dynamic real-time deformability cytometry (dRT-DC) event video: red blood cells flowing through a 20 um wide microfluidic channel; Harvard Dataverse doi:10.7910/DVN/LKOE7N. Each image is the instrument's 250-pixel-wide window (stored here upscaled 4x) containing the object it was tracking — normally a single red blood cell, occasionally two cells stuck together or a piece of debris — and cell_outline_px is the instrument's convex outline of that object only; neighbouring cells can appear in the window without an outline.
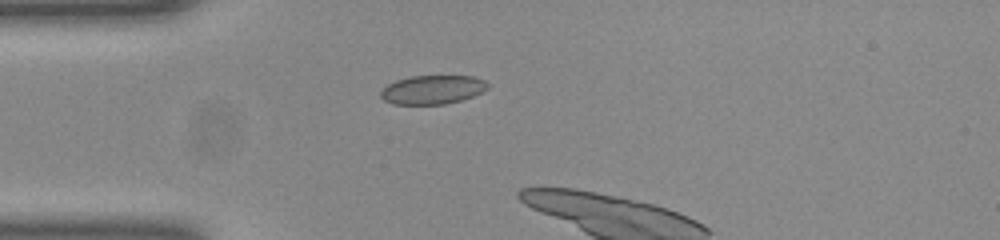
{"species": "common noctule bat (a hibernating species)", "species_latin": "Nyctalus noctula", "temperature_condition": "room temperature", "stored_images_in_passage": 6, "camera_frame_rate_fps": 3000, "um_per_image_px": 0.085, "animal": {"sex": "female", "body_mass_g": 23.0, "forearm_length_mm": 53.4}, "frame": {"image": 1, "passage_image": 1, "time_ms": 0.0, "image_size_px": [1000, 240], "cell_outline_px": [[488, 88], [472, 96], [460, 100], [444, 104], [392, 104], [384, 100], [380, 96], [380, 92], [388, 84], [396, 80], [412, 76], [472, 76], [484, 80], [488, 84]], "centroid_in_image_um": [36.74, 7.62], "position_along_channel_um": 48.3, "area_um2": 17.8}}
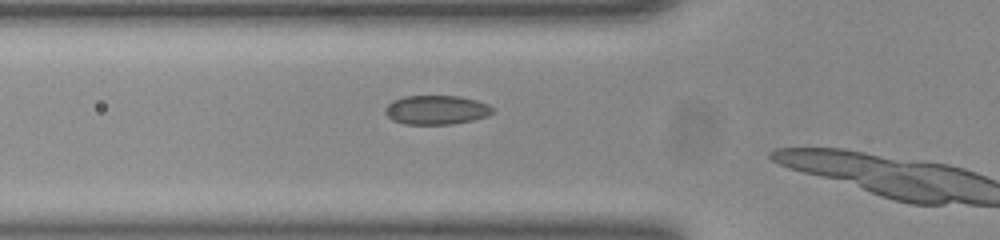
{"frame": {"image": 2, "passage_image": 5, "time_ms": 1.333, "image_size_px": [1000, 240], "cell_outline_px": [[492, 112], [488, 116], [472, 120], [452, 124], [404, 124], [392, 120], [384, 112], [384, 108], [392, 100], [404, 96], [460, 96], [476, 100], [488, 104], [492, 108]], "centroid_in_image_um": [37.06, 9.34], "position_along_channel_um": 88.7, "area_um2": 18.26}}